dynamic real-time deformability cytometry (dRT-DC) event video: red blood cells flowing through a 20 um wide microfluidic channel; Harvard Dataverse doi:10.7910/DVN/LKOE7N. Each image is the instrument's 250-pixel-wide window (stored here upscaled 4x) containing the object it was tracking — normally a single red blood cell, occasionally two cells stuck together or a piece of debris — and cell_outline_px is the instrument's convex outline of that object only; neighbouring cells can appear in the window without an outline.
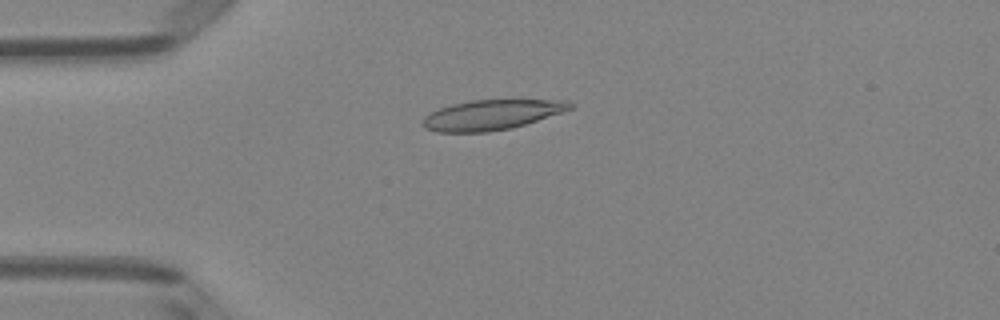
{"species": "Egyptian fruit bat (a non-hibernating species)", "species_latin": "Rousettus aegyptiacus", "temperature_condition": "room temperature", "stored_images_in_passage": 51, "camera_frame_rate_fps": 3000, "um_per_image_px": 0.085, "animal": {"sex": "female"}, "frame": {"image": 1, "passage_image": 13, "time_ms": 4.0, "image_size_px": [1000, 320], "cell_outline_px": [[572, 108], [512, 128], [488, 132], [436, 132], [424, 128], [420, 124], [424, 116], [440, 108], [452, 104], [472, 100], [568, 100], [572, 104]], "centroid_in_image_um": [41.71, 9.77], "position_along_channel_um": 43.3, "area_um2": 25.55}}
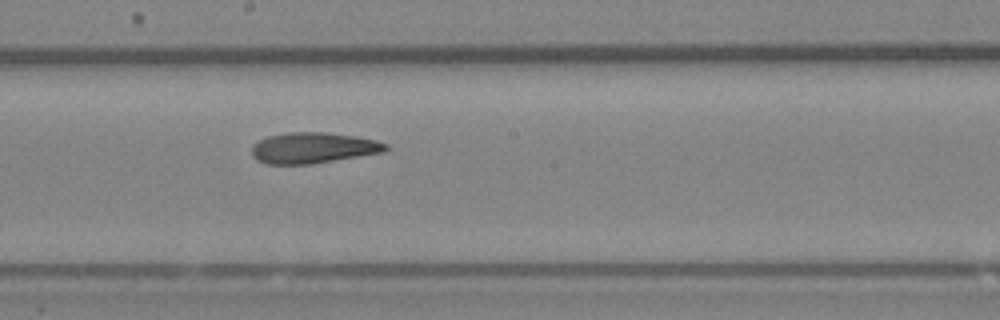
{"frame": {"image": 2, "passage_image": 28, "time_ms": 9.0, "image_size_px": [1000, 320], "cell_outline_px": [[388, 148], [384, 152], [312, 164], [264, 164], [256, 160], [252, 156], [252, 148], [260, 140], [268, 136], [288, 132], [328, 132], [356, 136], [376, 140], [388, 144]], "centroid_in_image_um": [26.63, 12.57], "position_along_channel_um": 221.6, "area_um2": 24.16}}
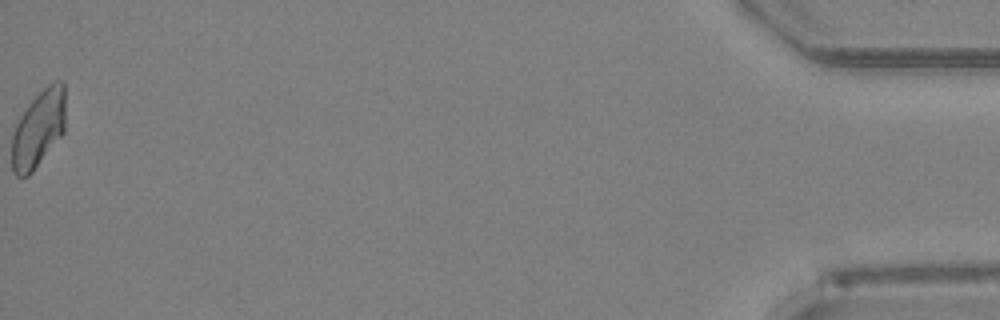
{"frame": {"image": 3, "passage_image": 51, "time_ms": 16.667, "image_size_px": [1000, 320], "cell_outline_px": [[64, 132], [32, 172], [28, 176], [16, 176], [12, 172], [12, 132], [20, 116], [28, 104], [52, 80], [64, 80]], "centroid_in_image_um": [3.26, 10.94], "position_along_channel_um": 431.9, "area_um2": 24.04}, "authors_computed_cell_mechanics": {"area_um2": 24.3338, "velocity_mm_per_s": 4.0366, "shape_relaxation_time_tau1_ms": 8.9082, "shape_relaxation_time_tau2_ms": 4.0657, "deformation_change_tau1": 0.2003, "deformation_change_tau2": 0.1281}}